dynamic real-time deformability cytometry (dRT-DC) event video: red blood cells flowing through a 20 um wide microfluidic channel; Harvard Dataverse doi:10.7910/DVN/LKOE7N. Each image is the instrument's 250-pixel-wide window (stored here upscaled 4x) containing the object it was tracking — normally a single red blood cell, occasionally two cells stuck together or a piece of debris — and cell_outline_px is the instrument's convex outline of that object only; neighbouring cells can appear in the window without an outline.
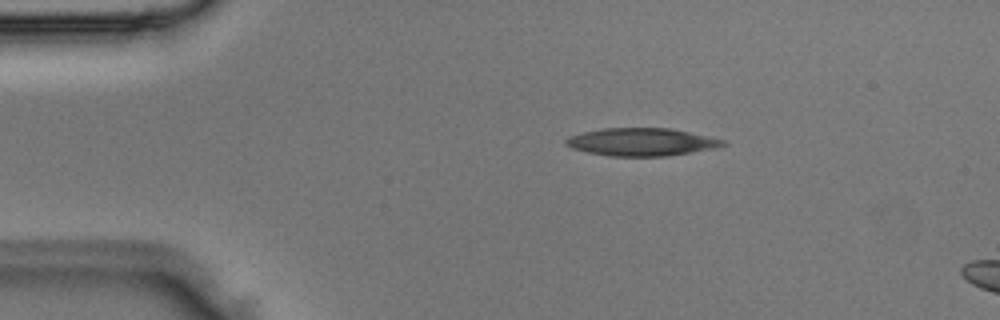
{"species": "Egyptian fruit bat (a non-hibernating species)", "species_latin": "Rousettus aegyptiacus", "temperature_condition": "room temperature", "stored_images_in_passage": 3, "segment_of_instrument_passage": [1, 2], "camera_frame_rate_fps": 3000, "um_per_image_px": 0.085, "animal": {"sex": "male"}, "frame": {"image": 1, "passage_image": 1, "time_ms": 0.0, "image_size_px": [1000, 320], "cell_outline_px": [[728, 144], [716, 148], [668, 156], [612, 156], [588, 152], [572, 148], [564, 144], [564, 140], [568, 136], [600, 128], [672, 128], [728, 140]], "centroid_in_image_um": [54.58, 12.06], "position_along_channel_um": 30.4, "area_um2": 25.66}}